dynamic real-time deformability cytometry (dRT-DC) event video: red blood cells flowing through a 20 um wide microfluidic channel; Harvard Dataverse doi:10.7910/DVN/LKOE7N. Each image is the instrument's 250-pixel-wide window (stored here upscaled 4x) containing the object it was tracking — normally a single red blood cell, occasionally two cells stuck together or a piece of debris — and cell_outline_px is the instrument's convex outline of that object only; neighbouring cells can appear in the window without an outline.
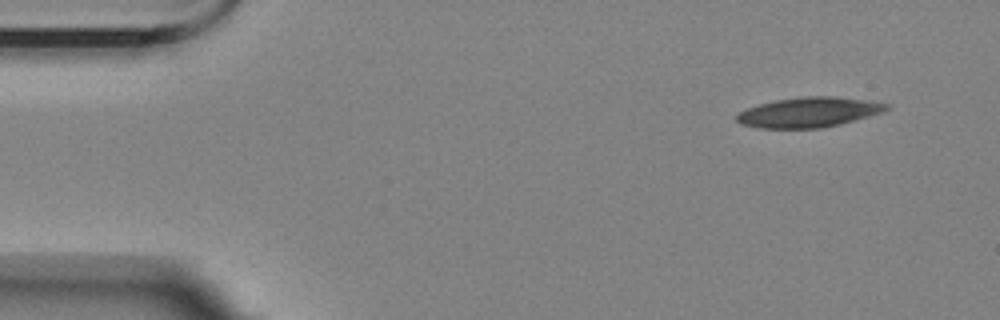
{"species": "Egyptian fruit bat (a non-hibernating species)", "species_latin": "Rousettus aegyptiacus", "temperature_condition": "room temperature", "stored_images_in_passage": 4, "camera_frame_rate_fps": 3000, "um_per_image_px": 0.085, "animal": {"sex": "female"}, "frame": {"image": 1, "passage_image": 1, "time_ms": 0.0, "image_size_px": [1000, 320], "cell_outline_px": [[888, 108], [884, 112], [840, 124], [820, 128], [760, 128], [740, 124], [736, 120], [736, 116], [740, 112], [748, 108], [760, 104], [776, 100], [808, 96], [836, 96], [868, 100], [888, 104]], "centroid_in_image_um": [68.77, 9.54], "position_along_channel_um": 16.2, "area_um2": 26.01}}